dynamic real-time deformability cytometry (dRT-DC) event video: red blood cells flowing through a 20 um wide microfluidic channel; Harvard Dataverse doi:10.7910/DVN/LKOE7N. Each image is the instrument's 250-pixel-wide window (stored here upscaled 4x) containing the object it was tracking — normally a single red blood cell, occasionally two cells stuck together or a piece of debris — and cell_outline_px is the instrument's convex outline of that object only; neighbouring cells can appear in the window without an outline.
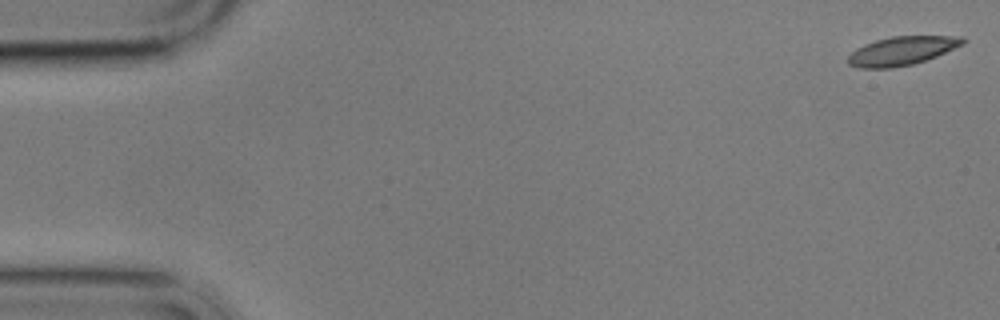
{"species": "common noctule bat (a hibernating species)", "species_latin": "Nyctalus noctula", "temperature_condition": "cold", "stored_images_in_passage": 8, "camera_frame_rate_fps": 3000, "um_per_image_px": 0.085, "animal": {"sex": "male", "body_mass_g": 17.9}, "frame": {"image": 1, "passage_image": 1, "time_ms": 0.0, "image_size_px": [1000, 320], "cell_outline_px": [[968, 40], [964, 44], [936, 56], [912, 64], [892, 68], [860, 68], [848, 64], [848, 56], [856, 48], [864, 44], [876, 40], [892, 36], [964, 36]], "centroid_in_image_um": [76.68, 4.31], "position_along_channel_um": 8.3, "area_um2": 19.19}}
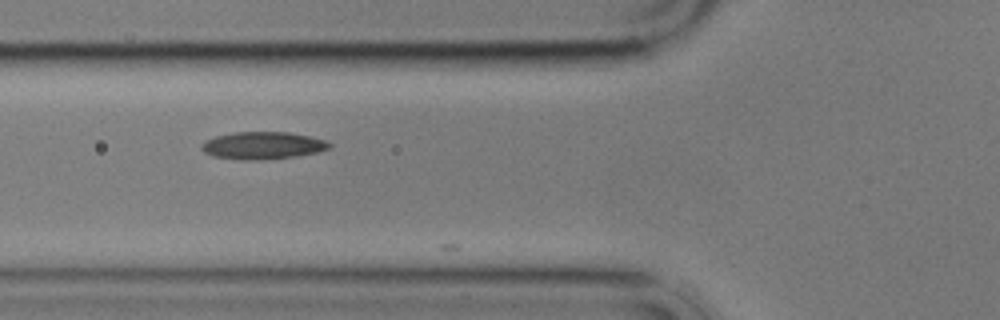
{"frame": {"image": 2, "passage_image": 6, "time_ms": 6.667, "image_size_px": [1000, 320], "cell_outline_px": [[332, 144], [328, 148], [316, 152], [296, 156], [260, 160], [244, 160], [212, 156], [204, 152], [200, 148], [200, 144], [204, 140], [216, 136], [236, 132], [288, 132], [308, 136], [324, 140]], "centroid_in_image_um": [22.27, 12.37], "position_along_channel_um": 103.5, "area_um2": 20.29}}
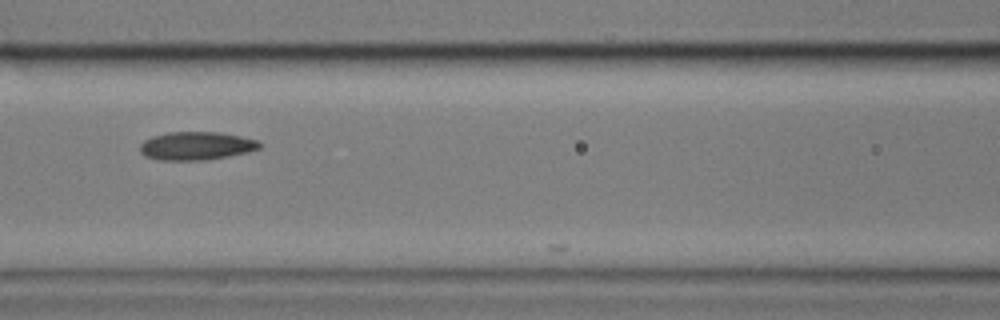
{"frame": {"image": 3, "passage_image": 7, "time_ms": 8.0, "image_size_px": [1000, 320], "cell_outline_px": [[264, 144], [260, 148], [248, 152], [208, 160], [160, 160], [144, 156], [140, 152], [140, 144], [144, 140], [152, 136], [168, 132], [216, 132], [240, 136], [256, 140]], "centroid_in_image_um": [16.68, 12.4], "position_along_channel_um": 149.9, "area_um2": 19.77}}